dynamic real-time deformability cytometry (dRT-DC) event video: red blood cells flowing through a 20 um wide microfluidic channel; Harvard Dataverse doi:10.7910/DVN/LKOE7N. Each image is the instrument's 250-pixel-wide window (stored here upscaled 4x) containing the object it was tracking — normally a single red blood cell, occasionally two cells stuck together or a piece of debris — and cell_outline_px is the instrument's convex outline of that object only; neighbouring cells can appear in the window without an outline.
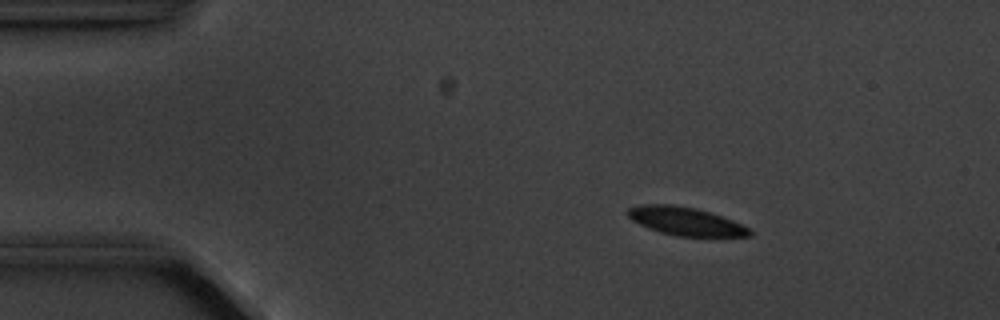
{"species": "common noctule bat (a hibernating species)", "species_latin": "Nyctalus noctula", "temperature_condition": "cold", "stored_images_in_passage": 4, "camera_frame_rate_fps": 3000, "um_per_image_px": 0.085, "animal": {"sex": "male", "body_mass_g": 20.1, "forearm_length_mm": 53.5}, "frame": {"image": 1, "passage_image": 2, "time_ms": 1.333, "image_size_px": [1000, 320], "cell_outline_px": [[752, 236], [676, 236], [660, 232], [648, 228], [632, 220], [624, 212], [628, 208], [640, 204], [672, 204], [696, 208], [732, 220], [748, 228], [752, 232]], "centroid_in_image_um": [58.21, 18.79], "position_along_channel_um": 26.8, "area_um2": 19.94}}